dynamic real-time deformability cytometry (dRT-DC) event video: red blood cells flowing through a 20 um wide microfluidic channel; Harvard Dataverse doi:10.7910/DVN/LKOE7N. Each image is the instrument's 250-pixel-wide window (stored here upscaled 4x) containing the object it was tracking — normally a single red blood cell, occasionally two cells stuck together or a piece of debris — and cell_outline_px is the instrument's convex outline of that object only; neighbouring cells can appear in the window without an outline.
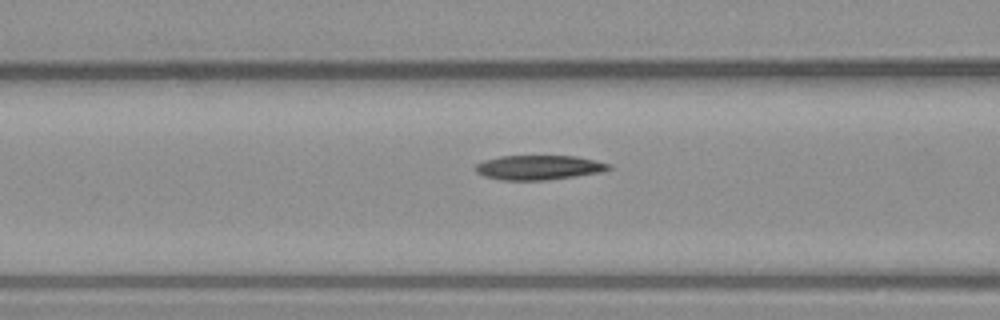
{"species": "common noctule bat (a hibernating species)", "species_latin": "Nyctalus noctula", "temperature_condition": "warm", "stored_images_in_passage": 6, "segment_of_instrument_passage": [1, 2], "camera_frame_rate_fps": 3000, "um_per_image_px": 0.085, "animal": {"sex": "male", "body_mass_g": 23.1, "forearm_length_mm": 52.7}, "frame": {"image": 1, "passage_image": 4, "time_ms": 4.667, "image_size_px": [1000, 320], "cell_outline_px": [[612, 168], [600, 172], [576, 176], [548, 180], [500, 180], [484, 176], [476, 172], [476, 164], [484, 160], [500, 156], [576, 156], [612, 164]], "centroid_in_image_um": [45.8, 14.24], "position_along_channel_um": 120.8, "area_um2": 19.07}}
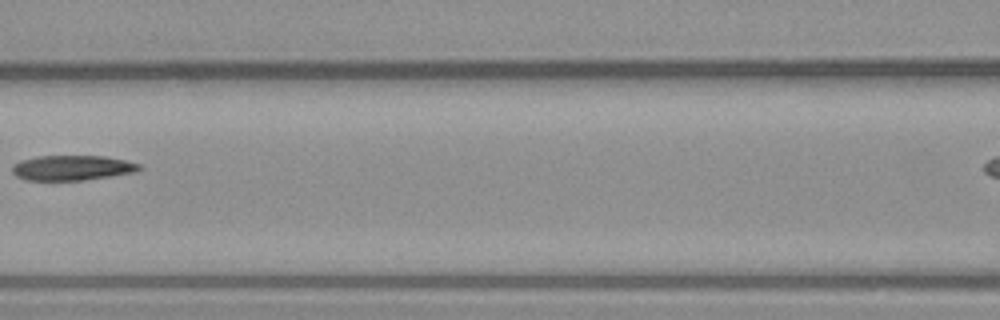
{"frame": {"image": 2, "passage_image": 5, "time_ms": 5.667, "image_size_px": [1000, 320], "cell_outline_px": [[144, 168], [136, 172], [112, 176], [84, 180], [28, 180], [16, 176], [12, 172], [12, 164], [20, 160], [36, 156], [104, 156], [124, 160], [140, 164]], "centroid_in_image_um": [6.14, 14.26], "position_along_channel_um": 160.5, "area_um2": 18.67}}